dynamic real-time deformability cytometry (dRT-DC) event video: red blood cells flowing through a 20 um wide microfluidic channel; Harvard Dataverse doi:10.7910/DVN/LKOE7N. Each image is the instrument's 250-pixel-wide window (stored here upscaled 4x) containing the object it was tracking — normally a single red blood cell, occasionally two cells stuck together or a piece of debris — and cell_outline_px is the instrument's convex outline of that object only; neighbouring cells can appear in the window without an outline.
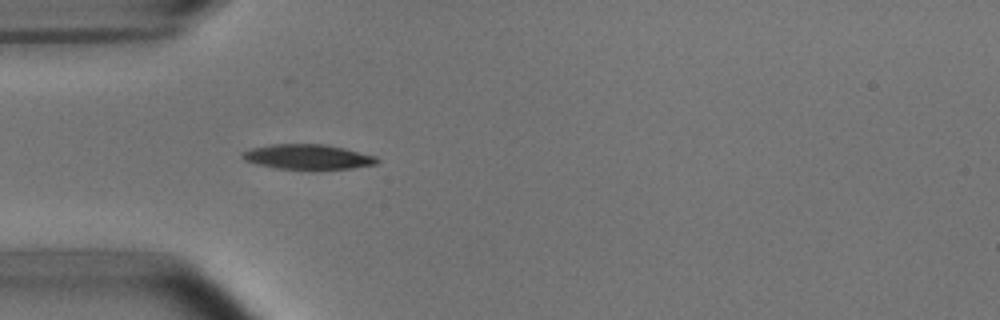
{"species": "common noctule bat (a hibernating species)", "species_latin": "Nyctalus noctula", "temperature_condition": "room temperature", "stored_images_in_passage": 1, "camera_frame_rate_fps": 3000, "um_per_image_px": 0.085, "animal": {"sex": "male", "body_mass_g": 15.6}, "frame": {"image": 1, "passage_image": 1, "time_ms": 0.0, "image_size_px": [1000, 320], "cell_outline_px": [[380, 160], [376, 164], [352, 168], [312, 172], [308, 172], [276, 168], [256, 164], [244, 160], [240, 156], [244, 152], [252, 148], [272, 144], [324, 144], [344, 148], [376, 156]], "centroid_in_image_um": [26.18, 13.38], "position_along_channel_um": 58.8, "area_um2": 20.35}}